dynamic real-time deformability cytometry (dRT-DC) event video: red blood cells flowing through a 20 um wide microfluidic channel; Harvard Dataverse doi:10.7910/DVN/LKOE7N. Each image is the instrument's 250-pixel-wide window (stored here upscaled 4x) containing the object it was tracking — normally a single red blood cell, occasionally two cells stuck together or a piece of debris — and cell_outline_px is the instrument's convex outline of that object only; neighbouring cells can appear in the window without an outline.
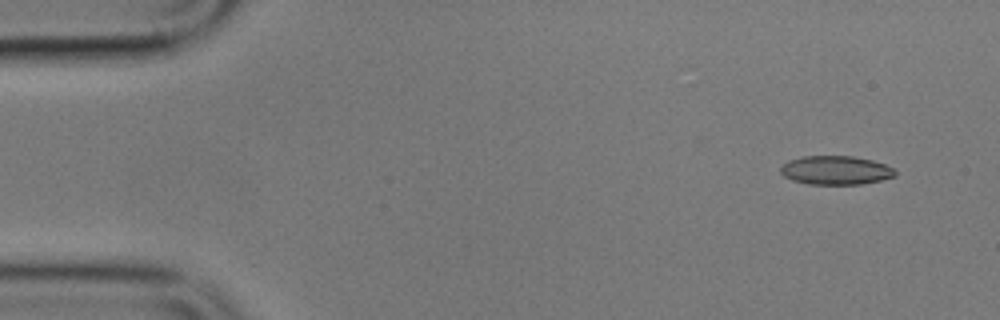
{"species": "common noctule bat (a hibernating species)", "species_latin": "Nyctalus noctula", "temperature_condition": "cold", "stored_images_in_passage": 5, "camera_frame_rate_fps": 3000, "um_per_image_px": 0.085, "animal": {"sex": "male", "body_mass_g": 17.9}, "frame": {"image": 1, "passage_image": 1, "time_ms": 0.0, "image_size_px": [1000, 320], "cell_outline_px": [[896, 176], [880, 180], [860, 184], [808, 184], [792, 180], [784, 176], [780, 172], [780, 168], [788, 160], [804, 156], [852, 156], [872, 160], [884, 164], [892, 168], [896, 172]], "centroid_in_image_um": [71.02, 14.47], "position_along_channel_um": 14.0, "area_um2": 19.13}}
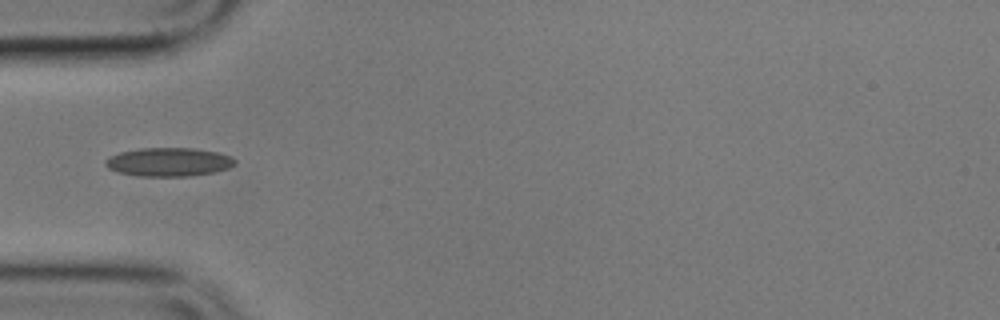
{"frame": {"image": 2, "passage_image": 5, "time_ms": 4.667, "image_size_px": [1000, 320], "cell_outline_px": [[236, 164], [228, 168], [212, 172], [188, 176], [140, 176], [116, 172], [108, 168], [104, 164], [104, 160], [108, 156], [120, 152], [140, 148], [192, 148], [216, 152], [232, 156], [236, 160]], "centroid_in_image_um": [14.3, 13.76], "position_along_channel_um": 70.7, "area_um2": 21.68}}